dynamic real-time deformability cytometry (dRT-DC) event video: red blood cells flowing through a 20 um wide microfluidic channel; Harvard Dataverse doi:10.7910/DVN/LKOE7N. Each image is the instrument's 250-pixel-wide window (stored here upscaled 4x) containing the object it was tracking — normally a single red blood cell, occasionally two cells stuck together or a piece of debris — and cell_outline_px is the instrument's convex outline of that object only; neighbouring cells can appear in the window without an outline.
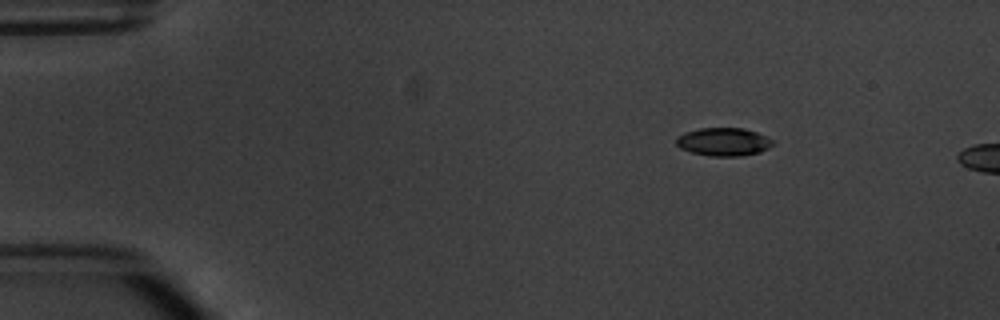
{"species": "common noctule bat (a hibernating species)", "species_latin": "Nyctalus noctula", "temperature_condition": "warm", "stored_images_in_passage": 6, "camera_frame_rate_fps": 3000, "um_per_image_px": 0.085, "animal": {"sex": "male", "body_mass_g": 20.1, "forearm_length_mm": 53.5}, "frame": {"image": 1, "passage_image": 6, "time_ms": 6.667, "image_size_px": [1000, 320], "cell_outline_px": [[772, 144], [768, 148], [760, 152], [740, 156], [712, 156], [692, 152], [680, 148], [676, 144], [676, 140], [684, 132], [700, 128], [744, 128], [756, 132], [772, 140]], "centroid_in_image_um": [61.49, 12.05], "position_along_channel_um": 23.5, "area_um2": 15.61}}